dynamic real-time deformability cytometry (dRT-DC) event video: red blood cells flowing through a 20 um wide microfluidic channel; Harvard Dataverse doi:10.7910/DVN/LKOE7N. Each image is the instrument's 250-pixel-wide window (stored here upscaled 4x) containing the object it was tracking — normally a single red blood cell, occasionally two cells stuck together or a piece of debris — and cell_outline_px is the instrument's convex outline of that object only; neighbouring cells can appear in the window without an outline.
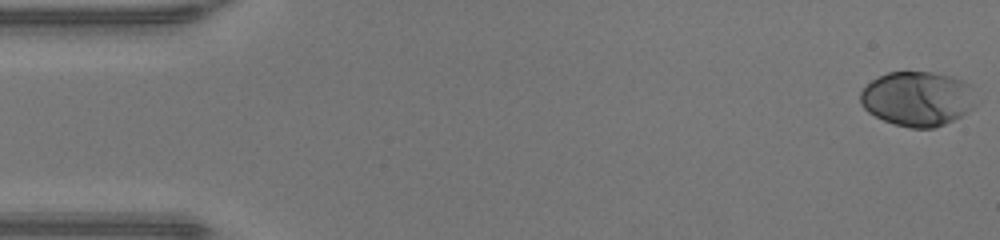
{"species": "human", "species_latin": "Homo sapiens", "temperature_condition": "warm", "stored_images_in_passage": 49, "camera_frame_rate_fps": 3000, "um_per_image_px": 0.085, "donor": {"sex": "male"}, "frame": {"image": 1, "passage_image": 1, "time_ms": 0.0, "image_size_px": [1000, 240], "cell_outline_px": [[976, 104], [968, 112], [936, 128], [912, 128], [896, 124], [884, 120], [868, 112], [860, 104], [860, 92], [872, 80], [888, 72], [932, 72], [952, 76], [964, 80], [972, 84]], "centroid_in_image_um": [78.02, 8.38], "position_along_channel_um": 7.0, "area_um2": 36.93}}
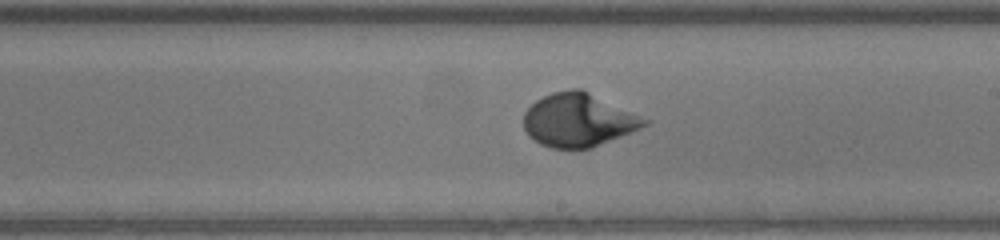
{"frame": {"image": 2, "passage_image": 28, "time_ms": 9.0, "image_size_px": [1000, 240], "cell_outline_px": [[652, 120], [648, 124], [640, 128], [592, 148], [552, 148], [540, 144], [528, 136], [524, 128], [524, 112], [536, 100], [552, 92], [572, 88], [580, 88]], "centroid_in_image_um": [49.17, 10.2], "position_along_channel_um": 239.8, "area_um2": 37.57}}
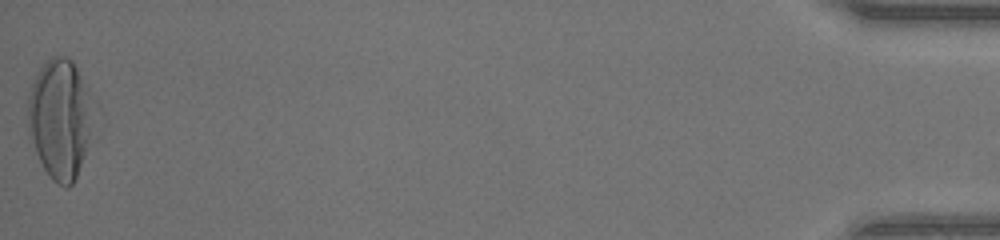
{"frame": {"image": 3, "passage_image": 49, "time_ms": 16.0, "image_size_px": [1000, 240], "cell_outline_px": [[100, 112], [76, 176], [72, 184], [68, 188], [64, 188], [56, 184], [52, 180], [44, 168], [36, 152], [28, 132], [28, 96], [36, 72], [52, 56], [68, 56], [72, 60], [96, 100], [100, 108]], "centroid_in_image_um": [5.19, 10.06], "position_along_channel_um": 430.0, "area_um2": 47.22}, "authors_computed_cell_mechanics": {"area_um2": 36.703, "velocity_mm_per_s": 4.2527, "shape_relaxation_time_tau1_ms": 3.4822, "shape_relaxation_time_tau2_ms": null, "deformation_change_tau1": 0.2382, "deformation_change_tau2": null}}